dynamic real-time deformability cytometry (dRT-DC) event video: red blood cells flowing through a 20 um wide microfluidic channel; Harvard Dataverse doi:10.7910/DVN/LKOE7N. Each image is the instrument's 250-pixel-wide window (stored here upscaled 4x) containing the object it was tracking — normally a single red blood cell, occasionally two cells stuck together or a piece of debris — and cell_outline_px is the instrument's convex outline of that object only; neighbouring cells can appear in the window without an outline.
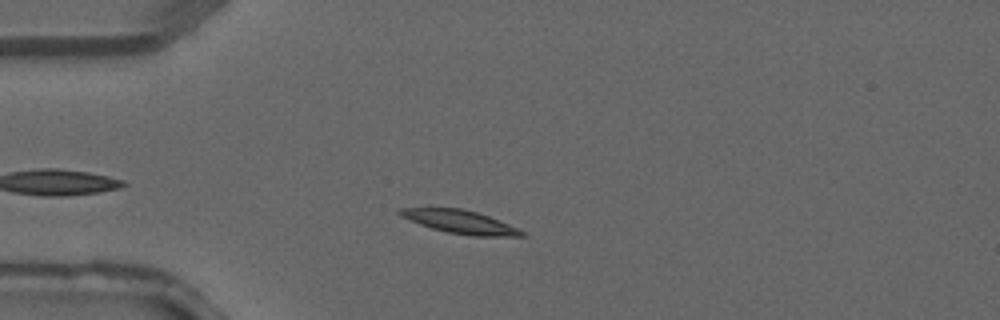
{"species": "common noctule bat (a hibernating species)", "species_latin": "Nyctalus noctula", "temperature_condition": "warm", "stored_images_in_passage": 1, "camera_frame_rate_fps": 3000, "um_per_image_px": 0.085, "animal": {"sex": "male", "forearm_length_mm": 52.5}, "frame": {"image": 1, "passage_image": 1, "time_ms": 0.0, "image_size_px": [1000, 320], "cell_outline_px": [[524, 236], [472, 236], [448, 232], [432, 228], [420, 224], [400, 216], [396, 212], [400, 208], [460, 208], [476, 212], [488, 216], [508, 224], [524, 232]], "centroid_in_image_um": [39.07, 18.85], "position_along_channel_um": 45.9, "area_um2": 16.18}}